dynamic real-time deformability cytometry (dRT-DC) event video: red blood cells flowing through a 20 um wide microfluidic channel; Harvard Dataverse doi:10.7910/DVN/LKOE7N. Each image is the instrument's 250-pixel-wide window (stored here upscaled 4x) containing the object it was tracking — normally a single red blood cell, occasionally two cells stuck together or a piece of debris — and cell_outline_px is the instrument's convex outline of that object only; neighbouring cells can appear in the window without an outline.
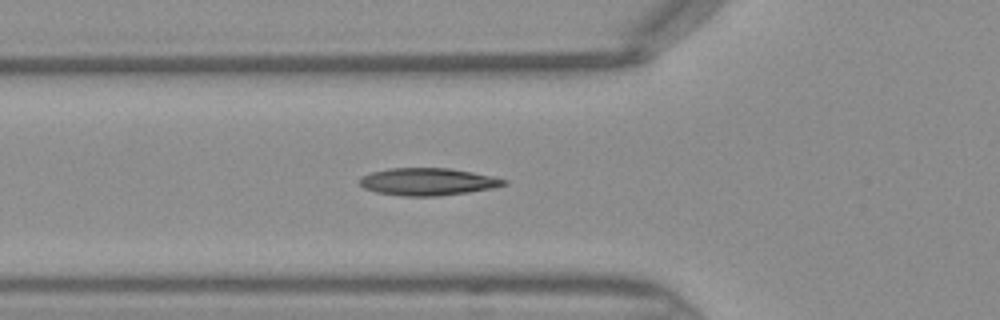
{"species": "Egyptian fruit bat (a non-hibernating species)", "species_latin": "Rousettus aegyptiacus", "temperature_condition": "warm", "stored_images_in_passage": 30, "camera_frame_rate_fps": 3000, "um_per_image_px": 0.085, "frame": {"image": 1, "passage_image": 2, "time_ms": 0.333, "image_size_px": [1000, 320], "cell_outline_px": [[508, 184], [492, 188], [468, 192], [436, 196], [400, 196], [376, 192], [364, 188], [360, 184], [360, 176], [372, 172], [388, 168], [448, 168], [472, 172], [492, 176], [508, 180]], "centroid_in_image_um": [36.35, 15.44], "position_along_channel_um": 89.5, "area_um2": 23.0}}
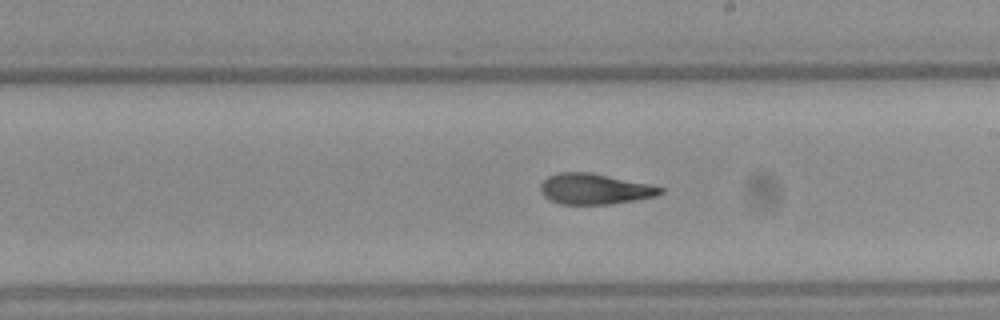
{"frame": {"image": 2, "passage_image": 12, "time_ms": 3.667, "image_size_px": [1000, 320], "cell_outline_px": [[664, 192], [656, 196], [608, 204], [560, 204], [544, 196], [540, 192], [540, 184], [548, 176], [560, 172], [592, 172], [648, 184], [664, 188]], "centroid_in_image_um": [50.52, 16.05], "position_along_channel_um": 238.5, "area_um2": 21.27}}
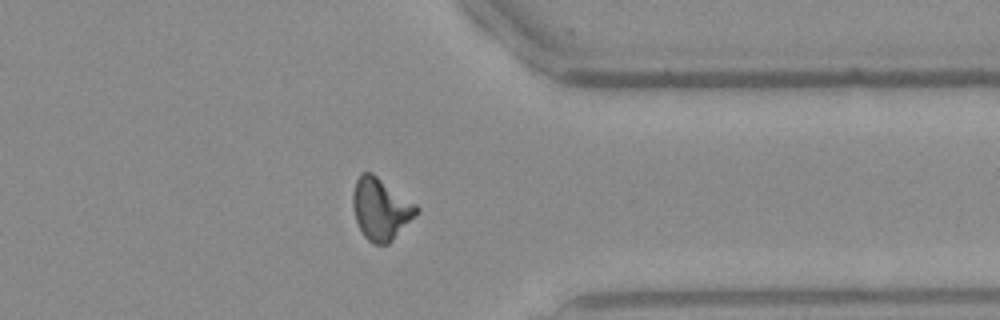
{"frame": {"image": 3, "passage_image": 22, "time_ms": 7.0, "image_size_px": [1000, 320], "cell_outline_px": [[420, 212], [388, 244], [372, 244], [364, 236], [356, 220], [352, 204], [352, 192], [356, 180], [360, 172], [372, 172], [416, 204], [420, 208]], "centroid_in_image_um": [32.36, 17.75], "position_along_channel_um": 379.0, "area_um2": 23.0}}